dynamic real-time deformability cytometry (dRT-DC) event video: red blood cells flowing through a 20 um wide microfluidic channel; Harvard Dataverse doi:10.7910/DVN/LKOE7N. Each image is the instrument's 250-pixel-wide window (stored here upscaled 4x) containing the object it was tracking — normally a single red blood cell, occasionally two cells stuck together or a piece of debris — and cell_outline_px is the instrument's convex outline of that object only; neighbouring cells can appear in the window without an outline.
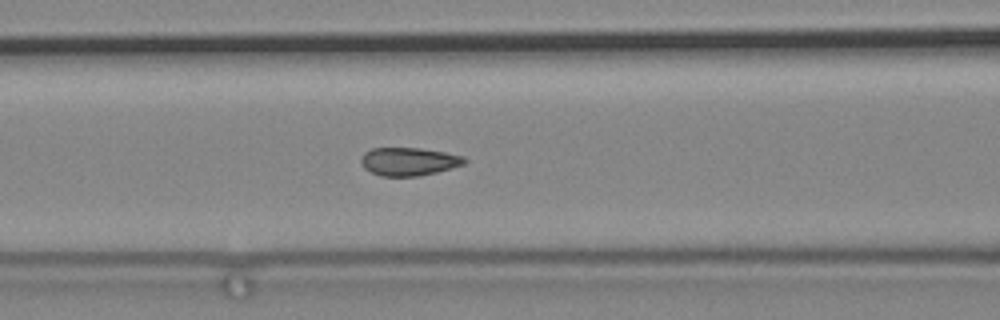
{"species": "common noctule bat (a hibernating species)", "species_latin": "Nyctalus noctula", "temperature_condition": "cold", "stored_images_in_passage": 43, "camera_frame_rate_fps": 3000, "um_per_image_px": 0.085, "animal": {"sex": "male", "body_mass_g": 19.2, "forearm_length_mm": 51.8}, "frame": {"image": 1, "passage_image": 15, "time_ms": 4.667, "image_size_px": [1000, 320], "cell_outline_px": [[468, 160], [464, 164], [452, 168], [420, 176], [380, 176], [364, 168], [360, 160], [364, 152], [372, 148], [420, 148], [444, 152], [464, 156]], "centroid_in_image_um": [34.76, 13.73], "position_along_channel_um": 131.8, "area_um2": 16.99}}
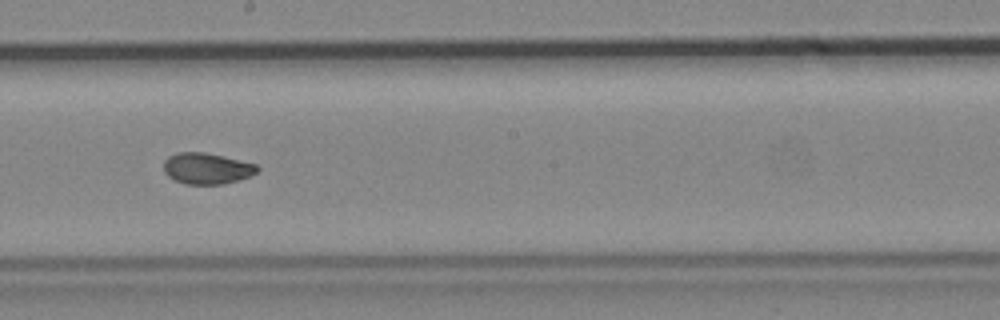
{"frame": {"image": 2, "passage_image": 25, "time_ms": 8.0, "image_size_px": [1000, 320], "cell_outline_px": [[260, 168], [256, 172], [248, 176], [224, 184], [184, 184], [168, 176], [164, 172], [164, 160], [168, 156], [176, 152], [204, 152], [224, 156], [256, 164]], "centroid_in_image_um": [17.55, 14.3], "position_along_channel_um": 230.7, "area_um2": 16.94}}
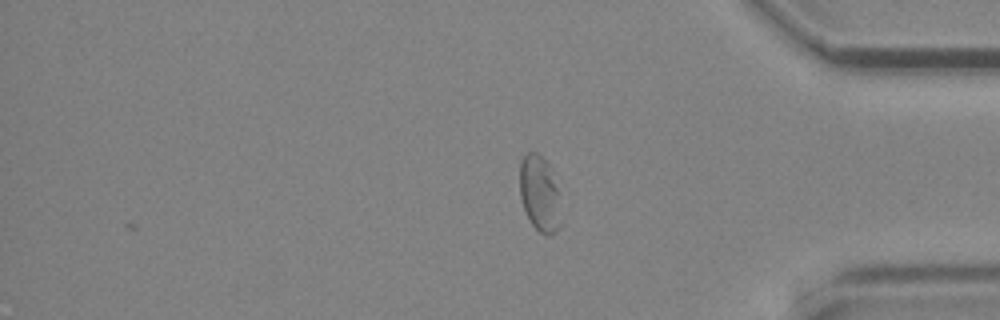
{"frame": {"image": 3, "passage_image": 43, "time_ms": 14.0, "image_size_px": [1000, 320], "cell_outline_px": [[560, 224], [556, 232], [548, 236], [544, 236], [528, 220], [520, 196], [520, 160], [528, 152], [536, 152], [552, 168], [556, 188]], "centroid_in_image_um": [45.83, 16.47], "position_along_channel_um": 389.4, "area_um2": 17.92}}